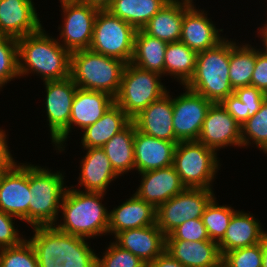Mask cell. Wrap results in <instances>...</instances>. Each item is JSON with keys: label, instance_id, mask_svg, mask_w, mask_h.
<instances>
[{"label": "cell", "instance_id": "obj_50", "mask_svg": "<svg viewBox=\"0 0 267 267\" xmlns=\"http://www.w3.org/2000/svg\"><path fill=\"white\" fill-rule=\"evenodd\" d=\"M262 267H267V233L262 239Z\"/></svg>", "mask_w": 267, "mask_h": 267}, {"label": "cell", "instance_id": "obj_29", "mask_svg": "<svg viewBox=\"0 0 267 267\" xmlns=\"http://www.w3.org/2000/svg\"><path fill=\"white\" fill-rule=\"evenodd\" d=\"M34 235L28 239L37 255L38 263H51L59 257L62 262L68 253V234L54 226L33 227Z\"/></svg>", "mask_w": 267, "mask_h": 267}, {"label": "cell", "instance_id": "obj_3", "mask_svg": "<svg viewBox=\"0 0 267 267\" xmlns=\"http://www.w3.org/2000/svg\"><path fill=\"white\" fill-rule=\"evenodd\" d=\"M126 62L83 49L70 54V77L78 88L116 97Z\"/></svg>", "mask_w": 267, "mask_h": 267}, {"label": "cell", "instance_id": "obj_31", "mask_svg": "<svg viewBox=\"0 0 267 267\" xmlns=\"http://www.w3.org/2000/svg\"><path fill=\"white\" fill-rule=\"evenodd\" d=\"M170 0H112L107 9L112 15L129 23L136 30L148 21Z\"/></svg>", "mask_w": 267, "mask_h": 267}, {"label": "cell", "instance_id": "obj_12", "mask_svg": "<svg viewBox=\"0 0 267 267\" xmlns=\"http://www.w3.org/2000/svg\"><path fill=\"white\" fill-rule=\"evenodd\" d=\"M185 93L172 98L173 130L180 141H197L212 102L186 87Z\"/></svg>", "mask_w": 267, "mask_h": 267}, {"label": "cell", "instance_id": "obj_11", "mask_svg": "<svg viewBox=\"0 0 267 267\" xmlns=\"http://www.w3.org/2000/svg\"><path fill=\"white\" fill-rule=\"evenodd\" d=\"M61 8L64 21L58 28L62 46L70 53L78 50L89 49L92 36L94 21L98 9L83 4L79 0H63ZM62 29V30H61Z\"/></svg>", "mask_w": 267, "mask_h": 267}, {"label": "cell", "instance_id": "obj_33", "mask_svg": "<svg viewBox=\"0 0 267 267\" xmlns=\"http://www.w3.org/2000/svg\"><path fill=\"white\" fill-rule=\"evenodd\" d=\"M258 50L249 43L239 44L230 40L229 78L234 90L251 85Z\"/></svg>", "mask_w": 267, "mask_h": 267}, {"label": "cell", "instance_id": "obj_13", "mask_svg": "<svg viewBox=\"0 0 267 267\" xmlns=\"http://www.w3.org/2000/svg\"><path fill=\"white\" fill-rule=\"evenodd\" d=\"M29 164L0 172V209L29 224Z\"/></svg>", "mask_w": 267, "mask_h": 267}, {"label": "cell", "instance_id": "obj_9", "mask_svg": "<svg viewBox=\"0 0 267 267\" xmlns=\"http://www.w3.org/2000/svg\"><path fill=\"white\" fill-rule=\"evenodd\" d=\"M46 89V116L49 122L52 144L60 153L65 149L69 135V119L77 85L67 77L62 80L44 82Z\"/></svg>", "mask_w": 267, "mask_h": 267}, {"label": "cell", "instance_id": "obj_25", "mask_svg": "<svg viewBox=\"0 0 267 267\" xmlns=\"http://www.w3.org/2000/svg\"><path fill=\"white\" fill-rule=\"evenodd\" d=\"M193 0H170L142 28L155 38L167 43L178 42L181 37L184 12L193 4Z\"/></svg>", "mask_w": 267, "mask_h": 267}, {"label": "cell", "instance_id": "obj_23", "mask_svg": "<svg viewBox=\"0 0 267 267\" xmlns=\"http://www.w3.org/2000/svg\"><path fill=\"white\" fill-rule=\"evenodd\" d=\"M156 224V208L135 194L109 213L108 234Z\"/></svg>", "mask_w": 267, "mask_h": 267}, {"label": "cell", "instance_id": "obj_37", "mask_svg": "<svg viewBox=\"0 0 267 267\" xmlns=\"http://www.w3.org/2000/svg\"><path fill=\"white\" fill-rule=\"evenodd\" d=\"M17 77L20 78L17 39L0 35V89Z\"/></svg>", "mask_w": 267, "mask_h": 267}, {"label": "cell", "instance_id": "obj_45", "mask_svg": "<svg viewBox=\"0 0 267 267\" xmlns=\"http://www.w3.org/2000/svg\"><path fill=\"white\" fill-rule=\"evenodd\" d=\"M221 105L226 111L242 126L248 120V113H246V107L238 97L233 93L225 98Z\"/></svg>", "mask_w": 267, "mask_h": 267}, {"label": "cell", "instance_id": "obj_1", "mask_svg": "<svg viewBox=\"0 0 267 267\" xmlns=\"http://www.w3.org/2000/svg\"><path fill=\"white\" fill-rule=\"evenodd\" d=\"M20 77L38 74L43 82L70 76V52L42 27L39 31L17 39Z\"/></svg>", "mask_w": 267, "mask_h": 267}, {"label": "cell", "instance_id": "obj_2", "mask_svg": "<svg viewBox=\"0 0 267 267\" xmlns=\"http://www.w3.org/2000/svg\"><path fill=\"white\" fill-rule=\"evenodd\" d=\"M105 195L77 190L73 185L67 187L60 206L63 222L53 226L61 232L86 239L108 234L110 211L102 205Z\"/></svg>", "mask_w": 267, "mask_h": 267}, {"label": "cell", "instance_id": "obj_30", "mask_svg": "<svg viewBox=\"0 0 267 267\" xmlns=\"http://www.w3.org/2000/svg\"><path fill=\"white\" fill-rule=\"evenodd\" d=\"M134 135L135 125L131 121L101 147L109 158L114 171L119 176L135 169Z\"/></svg>", "mask_w": 267, "mask_h": 267}, {"label": "cell", "instance_id": "obj_32", "mask_svg": "<svg viewBox=\"0 0 267 267\" xmlns=\"http://www.w3.org/2000/svg\"><path fill=\"white\" fill-rule=\"evenodd\" d=\"M197 53L181 41L168 43L165 52L164 76L177 78L185 86L194 74Z\"/></svg>", "mask_w": 267, "mask_h": 267}, {"label": "cell", "instance_id": "obj_17", "mask_svg": "<svg viewBox=\"0 0 267 267\" xmlns=\"http://www.w3.org/2000/svg\"><path fill=\"white\" fill-rule=\"evenodd\" d=\"M204 10L192 4L185 12L182 20L180 40L196 53L203 52L218 45L223 38Z\"/></svg>", "mask_w": 267, "mask_h": 267}, {"label": "cell", "instance_id": "obj_41", "mask_svg": "<svg viewBox=\"0 0 267 267\" xmlns=\"http://www.w3.org/2000/svg\"><path fill=\"white\" fill-rule=\"evenodd\" d=\"M166 240L207 241L210 237L201 218L188 220L175 228Z\"/></svg>", "mask_w": 267, "mask_h": 267}, {"label": "cell", "instance_id": "obj_38", "mask_svg": "<svg viewBox=\"0 0 267 267\" xmlns=\"http://www.w3.org/2000/svg\"><path fill=\"white\" fill-rule=\"evenodd\" d=\"M0 267H39L37 255L29 240L0 249Z\"/></svg>", "mask_w": 267, "mask_h": 267}, {"label": "cell", "instance_id": "obj_16", "mask_svg": "<svg viewBox=\"0 0 267 267\" xmlns=\"http://www.w3.org/2000/svg\"><path fill=\"white\" fill-rule=\"evenodd\" d=\"M138 174L141 183L134 194L156 209L186 188L173 165Z\"/></svg>", "mask_w": 267, "mask_h": 267}, {"label": "cell", "instance_id": "obj_40", "mask_svg": "<svg viewBox=\"0 0 267 267\" xmlns=\"http://www.w3.org/2000/svg\"><path fill=\"white\" fill-rule=\"evenodd\" d=\"M100 258L97 255V267H147V264L130 251L122 249L115 242L109 247Z\"/></svg>", "mask_w": 267, "mask_h": 267}, {"label": "cell", "instance_id": "obj_6", "mask_svg": "<svg viewBox=\"0 0 267 267\" xmlns=\"http://www.w3.org/2000/svg\"><path fill=\"white\" fill-rule=\"evenodd\" d=\"M162 76L127 63L122 74L120 89L114 98L115 103L132 120L152 102L167 93L161 82Z\"/></svg>", "mask_w": 267, "mask_h": 267}, {"label": "cell", "instance_id": "obj_39", "mask_svg": "<svg viewBox=\"0 0 267 267\" xmlns=\"http://www.w3.org/2000/svg\"><path fill=\"white\" fill-rule=\"evenodd\" d=\"M262 241L222 255V267H262Z\"/></svg>", "mask_w": 267, "mask_h": 267}, {"label": "cell", "instance_id": "obj_44", "mask_svg": "<svg viewBox=\"0 0 267 267\" xmlns=\"http://www.w3.org/2000/svg\"><path fill=\"white\" fill-rule=\"evenodd\" d=\"M251 85L267 95V53L260 48L256 52V63L251 77Z\"/></svg>", "mask_w": 267, "mask_h": 267}, {"label": "cell", "instance_id": "obj_46", "mask_svg": "<svg viewBox=\"0 0 267 267\" xmlns=\"http://www.w3.org/2000/svg\"><path fill=\"white\" fill-rule=\"evenodd\" d=\"M16 164L7 144L6 132L0 129V172L9 170Z\"/></svg>", "mask_w": 267, "mask_h": 267}, {"label": "cell", "instance_id": "obj_7", "mask_svg": "<svg viewBox=\"0 0 267 267\" xmlns=\"http://www.w3.org/2000/svg\"><path fill=\"white\" fill-rule=\"evenodd\" d=\"M217 152L198 141H180L174 151L173 166L186 188L212 189L219 170Z\"/></svg>", "mask_w": 267, "mask_h": 267}, {"label": "cell", "instance_id": "obj_10", "mask_svg": "<svg viewBox=\"0 0 267 267\" xmlns=\"http://www.w3.org/2000/svg\"><path fill=\"white\" fill-rule=\"evenodd\" d=\"M214 197L212 189L185 188L156 209V224L168 236L180 224L201 218Z\"/></svg>", "mask_w": 267, "mask_h": 267}, {"label": "cell", "instance_id": "obj_48", "mask_svg": "<svg viewBox=\"0 0 267 267\" xmlns=\"http://www.w3.org/2000/svg\"><path fill=\"white\" fill-rule=\"evenodd\" d=\"M79 1L82 2L83 4H86L98 10H107L112 3V0H79Z\"/></svg>", "mask_w": 267, "mask_h": 267}, {"label": "cell", "instance_id": "obj_27", "mask_svg": "<svg viewBox=\"0 0 267 267\" xmlns=\"http://www.w3.org/2000/svg\"><path fill=\"white\" fill-rule=\"evenodd\" d=\"M130 122L131 119L114 102L100 119L83 130L81 140L83 149L102 147Z\"/></svg>", "mask_w": 267, "mask_h": 267}, {"label": "cell", "instance_id": "obj_18", "mask_svg": "<svg viewBox=\"0 0 267 267\" xmlns=\"http://www.w3.org/2000/svg\"><path fill=\"white\" fill-rule=\"evenodd\" d=\"M167 91L159 100L152 102L131 121L136 129L161 140L179 142L173 130V104Z\"/></svg>", "mask_w": 267, "mask_h": 267}, {"label": "cell", "instance_id": "obj_36", "mask_svg": "<svg viewBox=\"0 0 267 267\" xmlns=\"http://www.w3.org/2000/svg\"><path fill=\"white\" fill-rule=\"evenodd\" d=\"M251 143L267 154V96L255 115L241 126V146Z\"/></svg>", "mask_w": 267, "mask_h": 267}, {"label": "cell", "instance_id": "obj_24", "mask_svg": "<svg viewBox=\"0 0 267 267\" xmlns=\"http://www.w3.org/2000/svg\"><path fill=\"white\" fill-rule=\"evenodd\" d=\"M267 231L250 212L236 210L226 229L225 235L218 242L221 255L228 251L249 247L261 243Z\"/></svg>", "mask_w": 267, "mask_h": 267}, {"label": "cell", "instance_id": "obj_5", "mask_svg": "<svg viewBox=\"0 0 267 267\" xmlns=\"http://www.w3.org/2000/svg\"><path fill=\"white\" fill-rule=\"evenodd\" d=\"M64 177L60 171L52 172L48 168L29 164V224L32 228L57 224L67 188Z\"/></svg>", "mask_w": 267, "mask_h": 267}, {"label": "cell", "instance_id": "obj_22", "mask_svg": "<svg viewBox=\"0 0 267 267\" xmlns=\"http://www.w3.org/2000/svg\"><path fill=\"white\" fill-rule=\"evenodd\" d=\"M86 155L80 161L79 186L85 192L107 193L111 181L119 175L114 171L111 162L101 147L85 148Z\"/></svg>", "mask_w": 267, "mask_h": 267}, {"label": "cell", "instance_id": "obj_49", "mask_svg": "<svg viewBox=\"0 0 267 267\" xmlns=\"http://www.w3.org/2000/svg\"><path fill=\"white\" fill-rule=\"evenodd\" d=\"M258 29H260L259 31H257L260 35V39H262V43L264 48L261 49L262 51H264L265 53H267V22L265 23V25H263L262 27H258Z\"/></svg>", "mask_w": 267, "mask_h": 267}, {"label": "cell", "instance_id": "obj_26", "mask_svg": "<svg viewBox=\"0 0 267 267\" xmlns=\"http://www.w3.org/2000/svg\"><path fill=\"white\" fill-rule=\"evenodd\" d=\"M114 102V98L105 92L77 88L69 119V133L74 125L84 130L94 124Z\"/></svg>", "mask_w": 267, "mask_h": 267}, {"label": "cell", "instance_id": "obj_42", "mask_svg": "<svg viewBox=\"0 0 267 267\" xmlns=\"http://www.w3.org/2000/svg\"><path fill=\"white\" fill-rule=\"evenodd\" d=\"M13 218L16 217L0 209V249L19 245L25 239L15 228Z\"/></svg>", "mask_w": 267, "mask_h": 267}, {"label": "cell", "instance_id": "obj_19", "mask_svg": "<svg viewBox=\"0 0 267 267\" xmlns=\"http://www.w3.org/2000/svg\"><path fill=\"white\" fill-rule=\"evenodd\" d=\"M133 147L135 169L139 173L173 165L175 142L149 136L135 127Z\"/></svg>", "mask_w": 267, "mask_h": 267}, {"label": "cell", "instance_id": "obj_47", "mask_svg": "<svg viewBox=\"0 0 267 267\" xmlns=\"http://www.w3.org/2000/svg\"><path fill=\"white\" fill-rule=\"evenodd\" d=\"M147 267H185L179 261L174 259L166 250L156 257Z\"/></svg>", "mask_w": 267, "mask_h": 267}, {"label": "cell", "instance_id": "obj_21", "mask_svg": "<svg viewBox=\"0 0 267 267\" xmlns=\"http://www.w3.org/2000/svg\"><path fill=\"white\" fill-rule=\"evenodd\" d=\"M165 250L185 267H222L217 242L166 240Z\"/></svg>", "mask_w": 267, "mask_h": 267}, {"label": "cell", "instance_id": "obj_14", "mask_svg": "<svg viewBox=\"0 0 267 267\" xmlns=\"http://www.w3.org/2000/svg\"><path fill=\"white\" fill-rule=\"evenodd\" d=\"M197 141L215 152L231 145L241 147V126L221 103H212Z\"/></svg>", "mask_w": 267, "mask_h": 267}, {"label": "cell", "instance_id": "obj_34", "mask_svg": "<svg viewBox=\"0 0 267 267\" xmlns=\"http://www.w3.org/2000/svg\"><path fill=\"white\" fill-rule=\"evenodd\" d=\"M86 241V238L68 234L65 262L57 257L51 263H38L39 267H97V255Z\"/></svg>", "mask_w": 267, "mask_h": 267}, {"label": "cell", "instance_id": "obj_8", "mask_svg": "<svg viewBox=\"0 0 267 267\" xmlns=\"http://www.w3.org/2000/svg\"><path fill=\"white\" fill-rule=\"evenodd\" d=\"M136 29L108 10H99L89 49L105 56L131 62Z\"/></svg>", "mask_w": 267, "mask_h": 267}, {"label": "cell", "instance_id": "obj_43", "mask_svg": "<svg viewBox=\"0 0 267 267\" xmlns=\"http://www.w3.org/2000/svg\"><path fill=\"white\" fill-rule=\"evenodd\" d=\"M233 93L242 103H244L246 113H248V119L255 115L263 100L267 96L261 90L252 85L236 88Z\"/></svg>", "mask_w": 267, "mask_h": 267}, {"label": "cell", "instance_id": "obj_20", "mask_svg": "<svg viewBox=\"0 0 267 267\" xmlns=\"http://www.w3.org/2000/svg\"><path fill=\"white\" fill-rule=\"evenodd\" d=\"M114 242L146 264L161 255L166 248V236L157 224L121 231L115 236Z\"/></svg>", "mask_w": 267, "mask_h": 267}, {"label": "cell", "instance_id": "obj_4", "mask_svg": "<svg viewBox=\"0 0 267 267\" xmlns=\"http://www.w3.org/2000/svg\"><path fill=\"white\" fill-rule=\"evenodd\" d=\"M230 40H222L211 49L197 53L195 71L184 86L212 103H221L233 94L229 78Z\"/></svg>", "mask_w": 267, "mask_h": 267}, {"label": "cell", "instance_id": "obj_28", "mask_svg": "<svg viewBox=\"0 0 267 267\" xmlns=\"http://www.w3.org/2000/svg\"><path fill=\"white\" fill-rule=\"evenodd\" d=\"M167 42L146 34L142 29L136 31L134 52L130 63L164 76V61Z\"/></svg>", "mask_w": 267, "mask_h": 267}, {"label": "cell", "instance_id": "obj_15", "mask_svg": "<svg viewBox=\"0 0 267 267\" xmlns=\"http://www.w3.org/2000/svg\"><path fill=\"white\" fill-rule=\"evenodd\" d=\"M33 0H0V35L15 39L42 28Z\"/></svg>", "mask_w": 267, "mask_h": 267}, {"label": "cell", "instance_id": "obj_35", "mask_svg": "<svg viewBox=\"0 0 267 267\" xmlns=\"http://www.w3.org/2000/svg\"><path fill=\"white\" fill-rule=\"evenodd\" d=\"M214 197L206 206L201 217L210 240L219 242L225 235L226 229L234 215V208L226 205H219Z\"/></svg>", "mask_w": 267, "mask_h": 267}]
</instances>
